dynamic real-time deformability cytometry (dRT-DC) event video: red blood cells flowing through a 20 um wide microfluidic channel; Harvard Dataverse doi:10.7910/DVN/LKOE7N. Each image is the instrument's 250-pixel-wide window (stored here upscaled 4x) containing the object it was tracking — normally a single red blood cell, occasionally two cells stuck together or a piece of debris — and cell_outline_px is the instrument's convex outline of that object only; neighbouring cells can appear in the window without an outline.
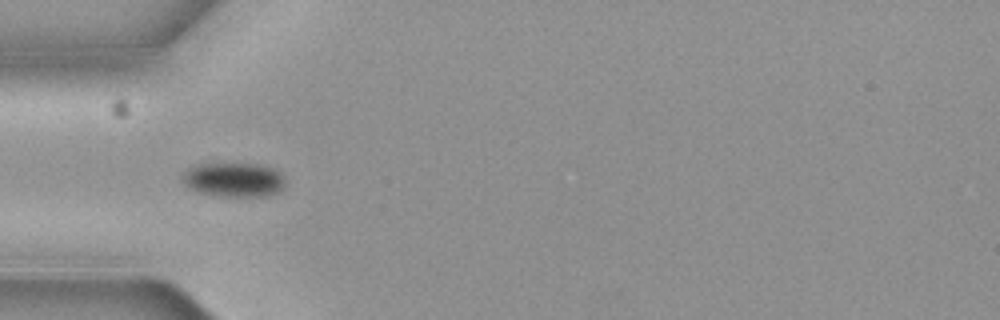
{"species": "common noctule bat (a hibernating species)", "species_latin": "Nyctalus noctula", "temperature_condition": "cold", "stored_images_in_passage": 6, "camera_frame_rate_fps": 3000, "um_per_image_px": 0.085, "animal": {"sex": "female", "body_mass_g": 19.3, "forearm_length_mm": 54.1}, "frame": {"image": 1, "passage_image": 5, "time_ms": 1.333, "image_size_px": [1000, 320], "cell_outline_px": [[284, 188], [280, 192], [268, 196], [212, 196], [188, 188], [180, 180], [180, 176], [188, 168], [196, 164], [256, 164], [280, 172], [284, 180]], "centroid_in_image_um": [19.82, 15.3], "position_along_channel_um": 65.2, "area_um2": 20.69}}
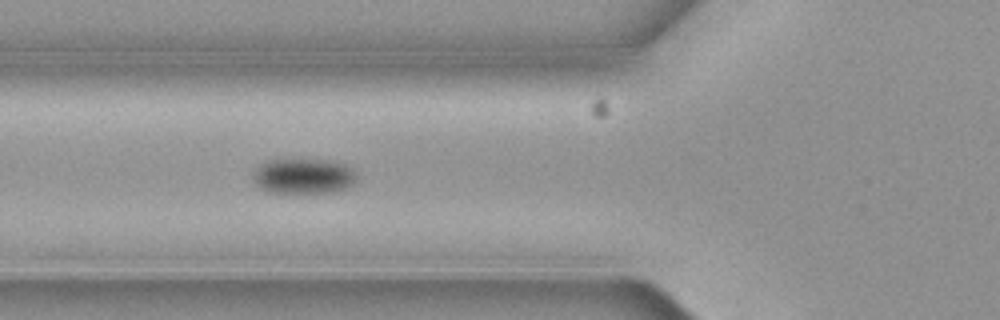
{"frame": {"image": 2, "passage_image": 6, "time_ms": 1.667, "image_size_px": [1000, 320], "cell_outline_px": [[356, 180], [348, 188], [336, 192], [268, 192], [260, 188], [252, 180], [252, 172], [268, 160], [328, 160], [344, 164], [352, 168], [356, 172]], "centroid_in_image_um": [25.81, 14.98], "position_along_channel_um": 100.0, "area_um2": 21.27}}